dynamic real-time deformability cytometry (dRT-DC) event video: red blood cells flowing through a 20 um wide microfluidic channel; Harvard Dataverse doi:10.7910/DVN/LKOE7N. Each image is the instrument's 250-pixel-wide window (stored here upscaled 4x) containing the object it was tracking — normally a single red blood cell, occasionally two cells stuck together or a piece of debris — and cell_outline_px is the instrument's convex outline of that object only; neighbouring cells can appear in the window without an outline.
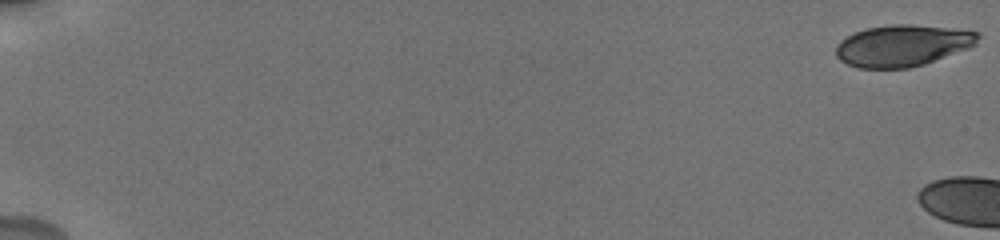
{"species": "human", "species_latin": "Homo sapiens", "temperature_condition": "cold", "stored_images_in_passage": 4, "camera_frame_rate_fps": 3000, "um_per_image_px": 0.085, "donor": {"sex": "male"}, "frame": {"image": 1, "passage_image": 1, "time_ms": 0.0, "image_size_px": [1000, 240], "cell_outline_px": [[980, 36], [976, 44], [968, 48], [924, 64], [908, 68], [860, 68], [848, 64], [840, 60], [836, 56], [836, 44], [840, 40], [856, 32], [868, 28], [892, 24], [912, 24], [948, 28], [980, 32]], "centroid_in_image_um": [76.71, 3.87], "position_along_channel_um": 8.3, "area_um2": 34.16}}